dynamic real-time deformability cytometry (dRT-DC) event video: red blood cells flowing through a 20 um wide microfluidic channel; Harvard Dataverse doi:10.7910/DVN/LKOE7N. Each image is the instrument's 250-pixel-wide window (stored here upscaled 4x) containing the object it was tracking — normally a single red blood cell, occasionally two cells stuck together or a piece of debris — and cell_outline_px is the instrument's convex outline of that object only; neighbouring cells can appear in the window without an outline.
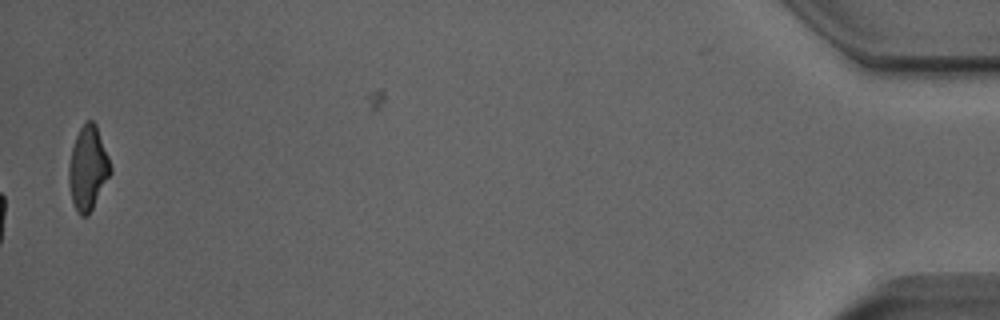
{"species": "Egyptian fruit bat (a non-hibernating species)", "species_latin": "Rousettus aegyptiacus", "temperature_condition": "room temperature", "stored_images_in_passage": 48, "camera_frame_rate_fps": 3000, "um_per_image_px": 0.085, "animal": {"sex": "male"}, "frame": {"image": 1, "passage_image": 48, "time_ms": 15.667, "image_size_px": [1000, 320], "cell_outline_px": [[112, 172], [88, 216], [80, 216], [76, 212], [72, 200], [68, 184], [68, 168], [72, 148], [76, 136], [84, 120], [92, 120], [96, 124], [108, 156], [112, 168]], "centroid_in_image_um": [7.47, 14.3], "position_along_channel_um": 427.7, "area_um2": 20.46}, "authors_computed_cell_mechanics": {"area_um2": 19.7676, "velocity_mm_per_s": 3.9027, "shape_relaxation_time_tau1_ms": 10.7112, "shape_relaxation_time_tau2_ms": 1.0451, "deformation_change_tau1": 0.2397, "deformation_change_tau2": 0.0662}}